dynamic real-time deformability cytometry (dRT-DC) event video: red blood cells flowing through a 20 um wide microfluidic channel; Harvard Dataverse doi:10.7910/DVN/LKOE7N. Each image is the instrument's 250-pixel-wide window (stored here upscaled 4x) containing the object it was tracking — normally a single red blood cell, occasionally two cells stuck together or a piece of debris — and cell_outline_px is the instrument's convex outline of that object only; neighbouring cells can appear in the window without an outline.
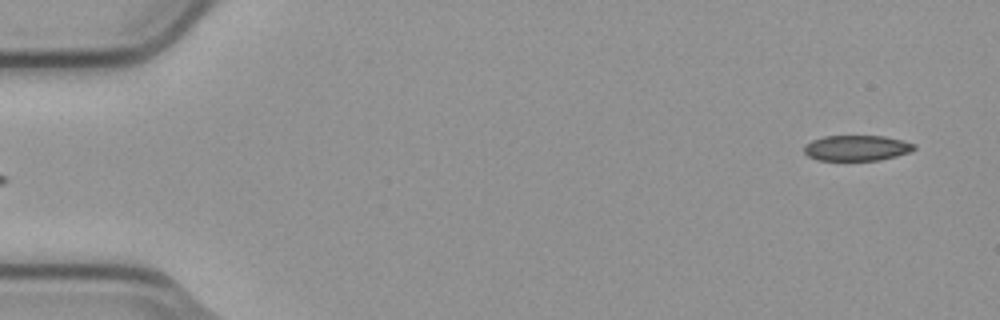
{"species": "common noctule bat (a hibernating species)", "species_latin": "Nyctalus noctula", "temperature_condition": "cold", "stored_images_in_passage": 5, "segment_of_instrument_passage": [2, 2], "camera_frame_rate_fps": 3000, "um_per_image_px": 0.085, "animal": {"sex": "male", "body_mass_g": 23.1, "forearm_length_mm": 52.7}, "frame": {"image": 1, "passage_image": 5, "time_ms": 1.333, "image_size_px": [1000, 320], "cell_outline_px": [[916, 148], [908, 152], [896, 156], [880, 160], [816, 160], [808, 156], [804, 152], [804, 144], [812, 140], [824, 136], [884, 136], [916, 144]], "centroid_in_image_um": [72.79, 12.58], "position_along_channel_um": 12.2, "area_um2": 16.36}}